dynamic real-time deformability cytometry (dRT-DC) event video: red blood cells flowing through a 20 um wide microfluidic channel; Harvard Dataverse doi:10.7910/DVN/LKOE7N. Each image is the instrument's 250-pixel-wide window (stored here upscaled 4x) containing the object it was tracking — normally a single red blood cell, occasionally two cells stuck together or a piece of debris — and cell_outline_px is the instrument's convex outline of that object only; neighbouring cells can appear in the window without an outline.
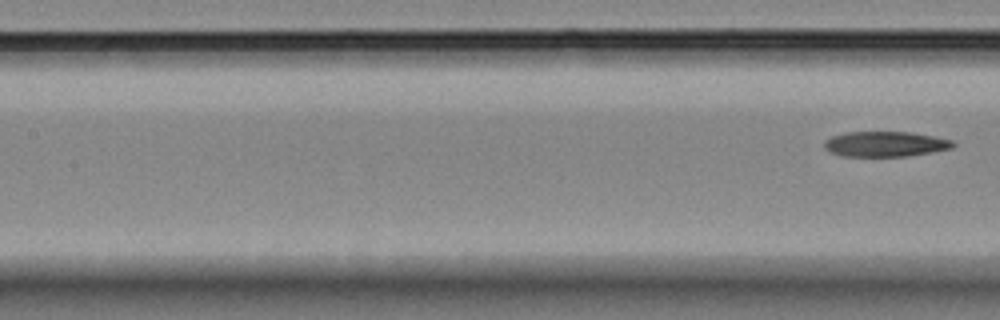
{"species": "Egyptian fruit bat (a non-hibernating species)", "species_latin": "Rousettus aegyptiacus", "temperature_condition": "room temperature", "stored_images_in_passage": 8, "segment_of_instrument_passage": [2, 2], "camera_frame_rate_fps": 3000, "um_per_image_px": 0.085, "animal": {"sex": "female"}, "frame": {"image": 1, "passage_image": 8, "time_ms": 9.333, "image_size_px": [1000, 320], "cell_outline_px": [[956, 144], [952, 148], [932, 152], [908, 156], [840, 156], [828, 152], [824, 148], [824, 140], [832, 136], [848, 132], [912, 132], [956, 140]], "centroid_in_image_um": [75.27, 12.24], "position_along_channel_um": 132.1, "area_um2": 19.19}}